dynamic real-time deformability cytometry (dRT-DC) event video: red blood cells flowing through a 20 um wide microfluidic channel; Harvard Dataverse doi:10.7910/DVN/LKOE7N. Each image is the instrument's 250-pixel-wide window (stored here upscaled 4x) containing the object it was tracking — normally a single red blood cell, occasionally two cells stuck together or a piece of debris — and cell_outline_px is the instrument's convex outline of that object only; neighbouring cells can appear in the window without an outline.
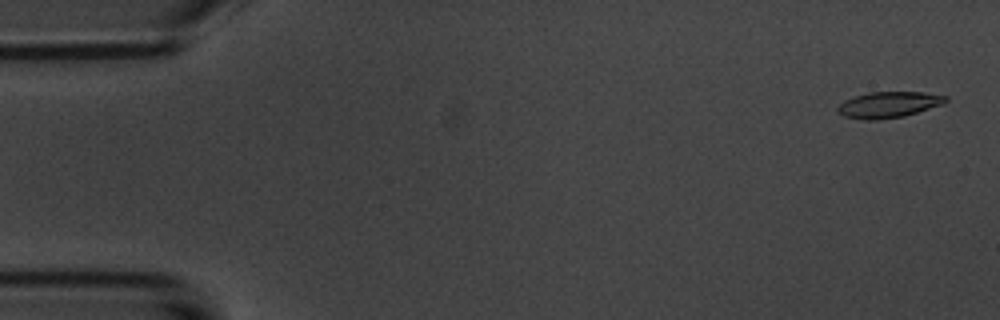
{"species": "common noctule bat (a hibernating species)", "species_latin": "Nyctalus noctula", "temperature_condition": "room temperature", "stored_images_in_passage": 5, "camera_frame_rate_fps": 3000, "um_per_image_px": 0.085, "animal": {"sex": "male", "body_mass_g": 20.1, "forearm_length_mm": 53.5}, "frame": {"image": 1, "passage_image": 1, "time_ms": 0.0, "image_size_px": [1000, 320], "cell_outline_px": [[948, 100], [944, 104], [904, 116], [876, 120], [860, 120], [844, 116], [836, 112], [836, 108], [844, 100], [868, 92], [924, 92], [948, 96]], "centroid_in_image_um": [75.52, 8.9], "position_along_channel_um": 9.5, "area_um2": 16.53}}
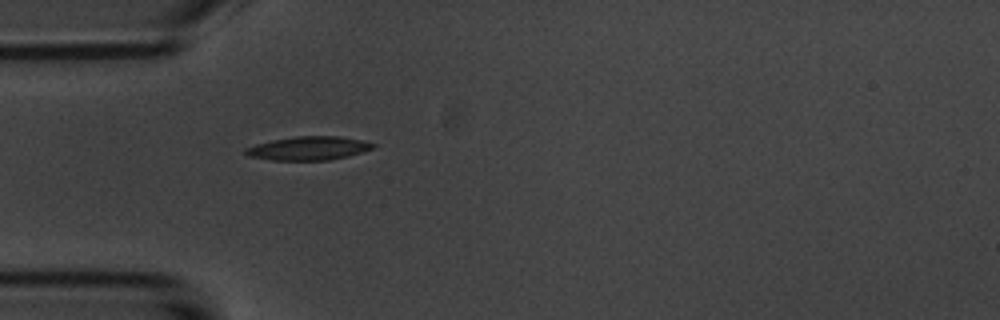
{"frame": {"image": 2, "passage_image": 5, "time_ms": 4.667, "image_size_px": [1000, 320], "cell_outline_px": [[376, 148], [348, 156], [328, 160], [272, 160], [248, 156], [244, 152], [244, 148], [256, 144], [272, 140], [296, 136], [340, 136], [360, 140], [376, 144]], "centroid_in_image_um": [26.23, 12.6], "position_along_channel_um": 58.8, "area_um2": 17.57}}